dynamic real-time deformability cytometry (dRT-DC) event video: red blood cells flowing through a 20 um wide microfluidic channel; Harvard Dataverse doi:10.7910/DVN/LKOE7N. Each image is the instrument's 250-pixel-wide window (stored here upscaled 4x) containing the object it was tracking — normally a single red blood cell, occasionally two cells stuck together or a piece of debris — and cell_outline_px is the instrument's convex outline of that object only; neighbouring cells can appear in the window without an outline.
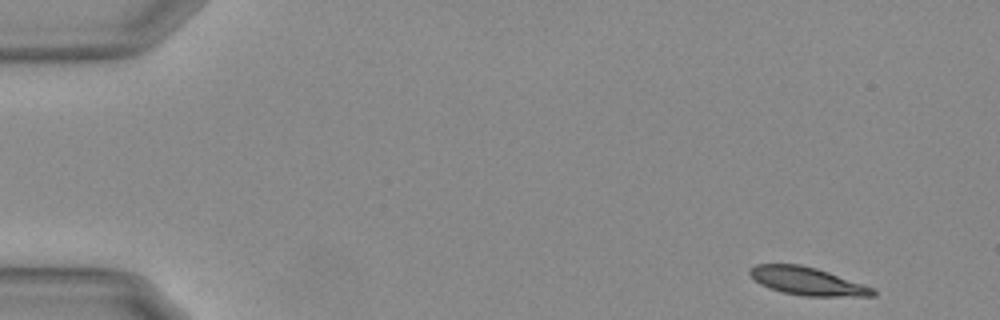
{"species": "Egyptian fruit bat (a non-hibernating species)", "species_latin": "Rousettus aegyptiacus", "temperature_condition": "warm", "stored_images_in_passage": 52, "camera_frame_rate_fps": 3000, "um_per_image_px": 0.085, "animal": {"sex": "female"}, "frame": {"image": 1, "passage_image": 1, "time_ms": 0.0, "image_size_px": [1000, 320], "cell_outline_px": [[876, 296], [804, 296], [784, 292], [760, 284], [748, 272], [748, 268], [756, 264], [800, 264], [816, 268], [864, 284], [872, 288], [876, 292]], "centroid_in_image_um": [68.62, 23.89], "position_along_channel_um": 16.4, "area_um2": 19.83}}
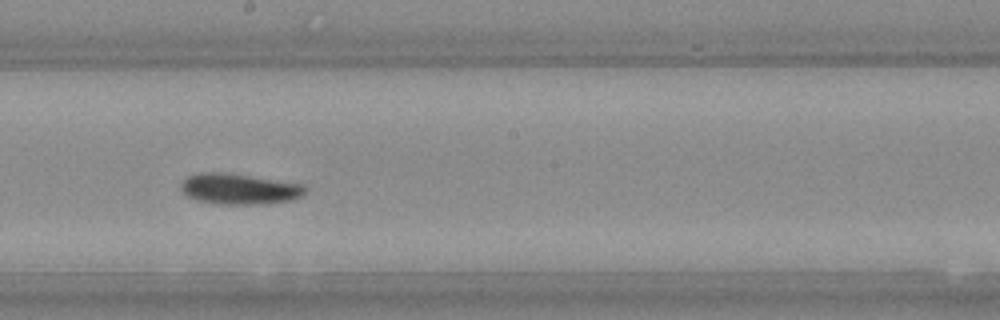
{"frame": {"image": 2, "passage_image": 28, "time_ms": 9.0, "image_size_px": [1000, 320], "cell_outline_px": [[308, 188], [300, 196], [292, 200], [268, 204], [216, 204], [196, 200], [188, 196], [180, 188], [180, 184], [188, 176], [200, 172], [224, 172], [304, 184]], "centroid_in_image_um": [20.34, 16.06], "position_along_channel_um": 227.9, "area_um2": 22.37}}
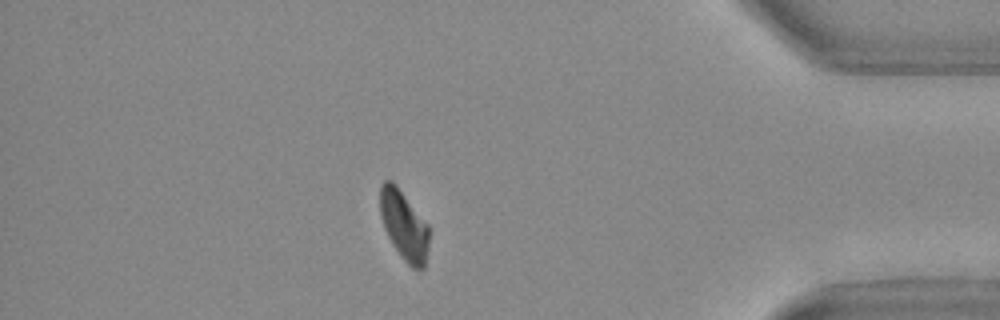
{"frame": {"image": 3, "passage_image": 45, "time_ms": 14.667, "image_size_px": [1000, 320], "cell_outline_px": [[428, 248], [424, 268], [420, 272], [412, 268], [404, 260], [392, 244], [384, 228], [380, 216], [380, 184], [384, 180], [392, 180], [396, 184], [428, 224]], "centroid_in_image_um": [34.33, 19.15], "position_along_channel_um": 400.9, "area_um2": 19.94}, "authors_computed_cell_mechanics": {"area_um2": 21.0681, "velocity_mm_per_s": 3.6901, "shape_relaxation_time_tau1_ms": 4.1777, "shape_relaxation_time_tau2_ms": 4.2282, "deformation_change_tau1": 0.1611, "deformation_change_tau2": 0.0918}}